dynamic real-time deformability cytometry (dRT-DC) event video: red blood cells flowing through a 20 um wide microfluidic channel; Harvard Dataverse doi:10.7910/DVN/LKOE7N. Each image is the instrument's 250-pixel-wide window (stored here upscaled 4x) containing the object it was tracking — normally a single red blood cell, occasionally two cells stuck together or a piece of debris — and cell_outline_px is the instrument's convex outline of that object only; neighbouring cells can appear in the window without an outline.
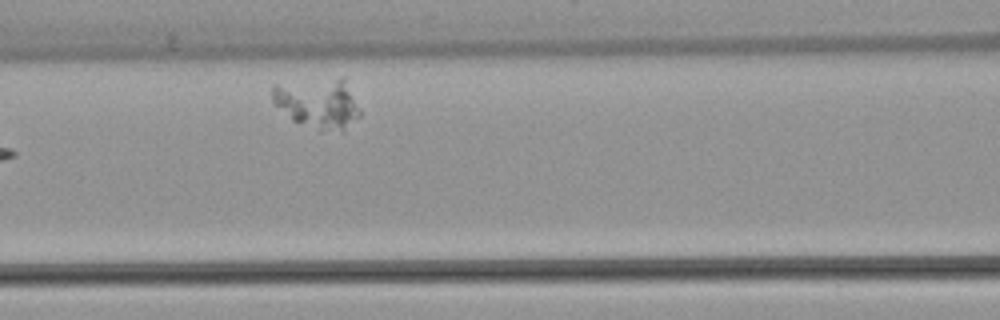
{"species": "common noctule bat (a hibernating species)", "species_latin": "Nyctalus noctula", "temperature_condition": "warm", "stored_images_in_passage": 8, "camera_frame_rate_fps": 3000, "um_per_image_px": 0.085, "animal": {"sex": "female", "body_mass_g": 22.7, "forearm_length_mm": 54.2}, "frame": {"image": 1, "passage_image": 7, "time_ms": 7.667, "image_size_px": [1000, 320], "cell_outline_px": [[360, 116], [344, 132], [320, 128], [292, 120], [272, 104], [272, 84], [340, 76], [344, 76], [360, 108]], "centroid_in_image_um": [27.03, 8.72], "position_along_channel_um": 139.6, "area_um2": 26.01}}